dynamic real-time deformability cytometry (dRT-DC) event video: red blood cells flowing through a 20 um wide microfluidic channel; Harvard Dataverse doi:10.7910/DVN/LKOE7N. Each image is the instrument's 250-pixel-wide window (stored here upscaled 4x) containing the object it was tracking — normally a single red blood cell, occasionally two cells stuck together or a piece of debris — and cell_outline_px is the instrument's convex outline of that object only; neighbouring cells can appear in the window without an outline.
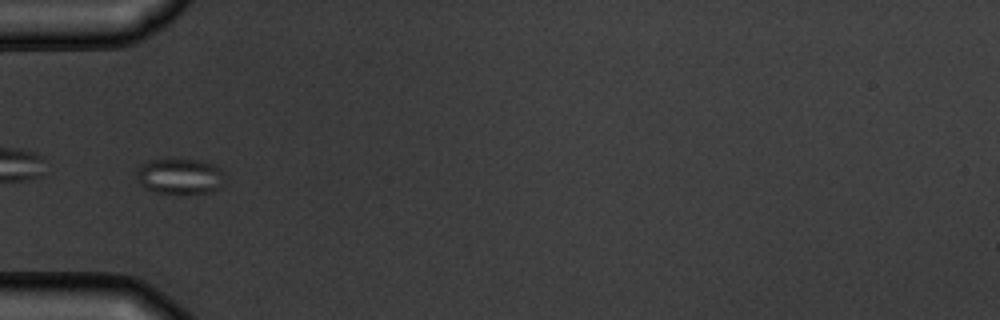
{"species": "common noctule bat (a hibernating species)", "species_latin": "Nyctalus noctula", "temperature_condition": "warm", "stored_images_in_passage": 6, "camera_frame_rate_fps": 3000, "um_per_image_px": 0.085, "animal": {"sex": "male", "body_mass_g": 19.5, "forearm_length_mm": 54.6}, "frame": {"image": 1, "passage_image": 6, "time_ms": 5.667, "image_size_px": [1000, 320], "cell_outline_px": [[220, 188], [212, 192], [156, 192], [140, 184], [136, 180], [136, 168], [140, 164], [148, 160], [200, 160], [212, 164], [220, 168]], "centroid_in_image_um": [15.2, 14.96], "position_along_channel_um": 69.8, "area_um2": 17.74}}